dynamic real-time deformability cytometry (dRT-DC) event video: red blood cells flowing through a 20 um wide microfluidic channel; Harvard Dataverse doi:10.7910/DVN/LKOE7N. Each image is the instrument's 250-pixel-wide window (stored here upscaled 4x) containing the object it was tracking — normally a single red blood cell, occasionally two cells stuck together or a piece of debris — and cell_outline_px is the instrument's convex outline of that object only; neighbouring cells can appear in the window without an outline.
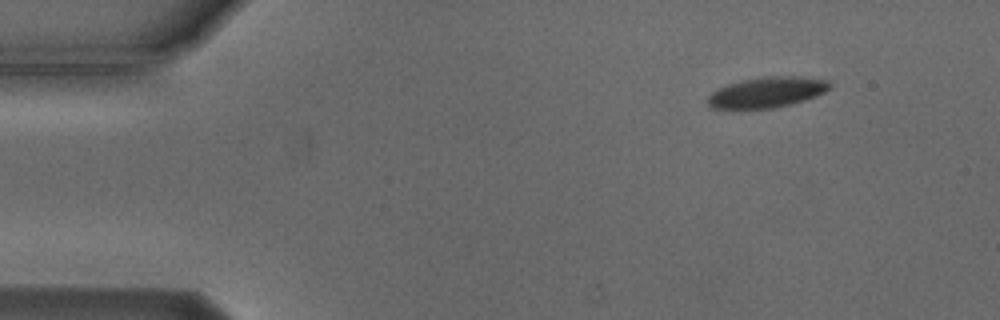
{"species": "Egyptian fruit bat (a non-hibernating species)", "species_latin": "Rousettus aegyptiacus", "temperature_condition": "cold", "stored_images_in_passage": 7, "camera_frame_rate_fps": 3000, "um_per_image_px": 0.085, "animal": {"sex": "male"}, "frame": {"image": 1, "passage_image": 1, "time_ms": 0.0, "image_size_px": [1000, 320], "cell_outline_px": [[832, 88], [816, 96], [804, 100], [772, 108], [712, 108], [708, 104], [708, 96], [716, 88], [740, 80], [768, 76], [800, 76], [828, 80], [832, 84]], "centroid_in_image_um": [65.21, 7.82], "position_along_channel_um": 19.8, "area_um2": 21.68}}
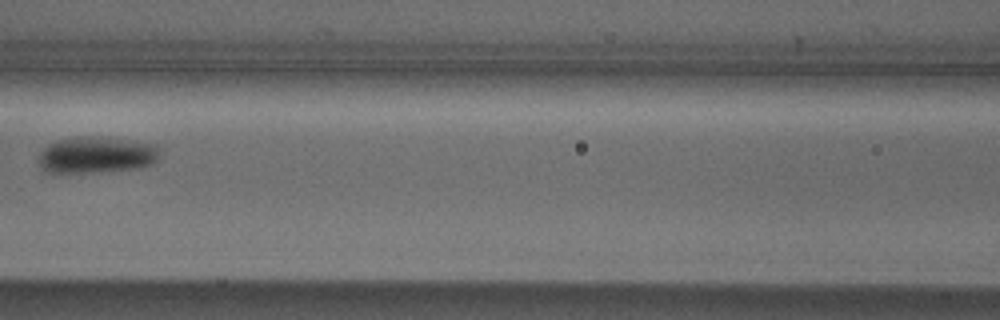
{"frame": {"image": 2, "passage_image": 6, "time_ms": 6.0, "image_size_px": [1000, 320], "cell_outline_px": [[160, 160], [152, 164], [140, 168], [96, 172], [44, 172], [40, 164], [40, 152], [48, 144], [56, 140], [76, 136], [100, 136], [132, 140], [156, 144], [160, 156]], "centroid_in_image_um": [8.24, 13.15], "position_along_channel_um": 158.4, "area_um2": 26.13}}
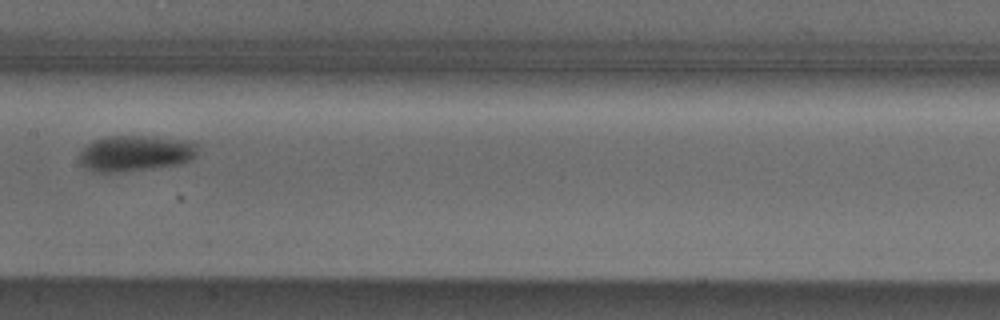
{"frame": {"image": 3, "passage_image": 7, "time_ms": 7.0, "image_size_px": [1000, 320], "cell_outline_px": [[200, 144], [196, 156], [192, 160], [180, 164], [152, 168], [108, 172], [100, 172], [88, 168], [80, 164], [80, 152], [92, 140], [104, 136], [156, 136], [192, 140]], "centroid_in_image_um": [11.6, 12.99], "position_along_channel_um": 195.8, "area_um2": 25.03}}